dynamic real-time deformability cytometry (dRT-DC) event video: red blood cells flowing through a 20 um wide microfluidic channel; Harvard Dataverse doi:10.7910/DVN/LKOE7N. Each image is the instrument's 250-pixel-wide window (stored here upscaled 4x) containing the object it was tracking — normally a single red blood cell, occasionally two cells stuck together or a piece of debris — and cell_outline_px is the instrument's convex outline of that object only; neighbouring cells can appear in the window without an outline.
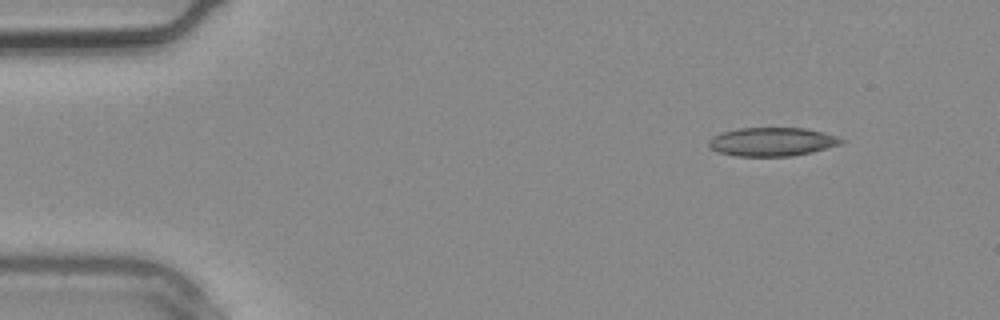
{"species": "common noctule bat (a hibernating species)", "species_latin": "Nyctalus noctula", "temperature_condition": "warm", "stored_images_in_passage": 4, "camera_frame_rate_fps": 3000, "um_per_image_px": 0.085, "animal": {"sex": "male", "body_mass_g": 20.4}, "frame": {"image": 1, "passage_image": 1, "time_ms": 0.0, "image_size_px": [1000, 320], "cell_outline_px": [[848, 140], [840, 144], [812, 152], [792, 156], [736, 156], [720, 152], [708, 148], [708, 140], [712, 136], [724, 132], [740, 128], [804, 128], [824, 132], [840, 136]], "centroid_in_image_um": [65.66, 12.05], "position_along_channel_um": 19.3, "area_um2": 22.25}}